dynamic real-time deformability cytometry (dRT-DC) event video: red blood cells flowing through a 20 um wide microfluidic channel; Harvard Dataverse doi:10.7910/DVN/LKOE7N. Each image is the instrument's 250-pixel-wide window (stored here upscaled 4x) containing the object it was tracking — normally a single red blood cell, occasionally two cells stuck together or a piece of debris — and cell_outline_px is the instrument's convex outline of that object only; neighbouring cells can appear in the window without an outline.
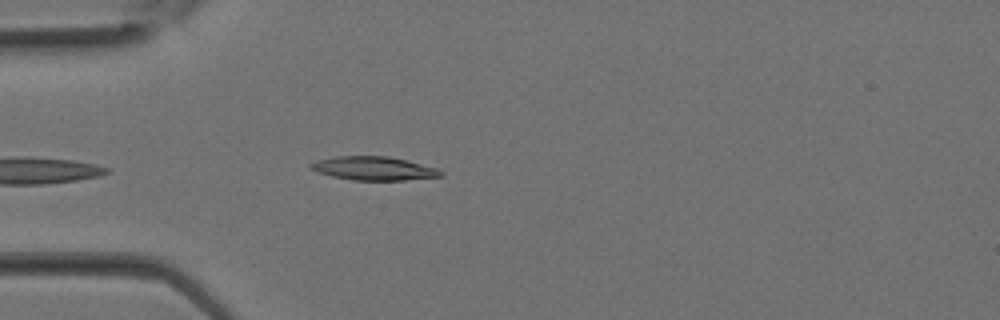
{"species": "Egyptian fruit bat (a non-hibernating species)", "species_latin": "Rousettus aegyptiacus", "temperature_condition": "room temperature", "stored_images_in_passage": 24, "camera_frame_rate_fps": 3000, "um_per_image_px": 0.085, "animal": {"sex": "female"}, "frame": {"image": 1, "passage_image": 2, "time_ms": 0.333, "image_size_px": [1000, 320], "cell_outline_px": [[444, 176], [404, 180], [352, 180], [332, 176], [316, 172], [308, 164], [316, 160], [336, 156], [388, 156], [436, 168], [444, 172]], "centroid_in_image_um": [31.74, 14.32], "position_along_channel_um": 53.3, "area_um2": 17.8}}
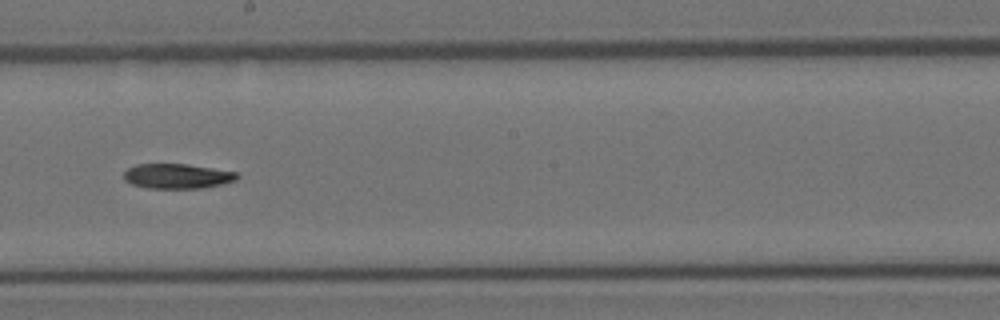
{"frame": {"image": 2, "passage_image": 11, "time_ms": 3.333, "image_size_px": [1000, 320], "cell_outline_px": [[240, 176], [236, 180], [224, 184], [200, 188], [148, 188], [132, 184], [124, 180], [124, 172], [128, 168], [136, 164], [188, 164], [236, 172]], "centroid_in_image_um": [15.07, 14.97], "position_along_channel_um": 233.1, "area_um2": 16.42}}
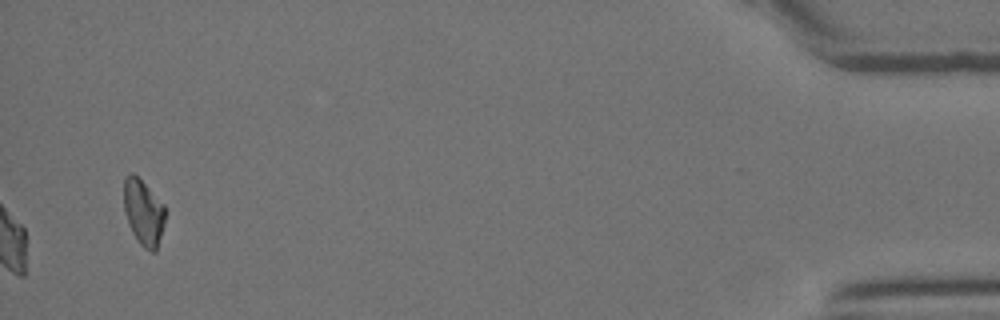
{"frame": {"image": 3, "passage_image": 24, "time_ms": 7.667, "image_size_px": [1000, 320], "cell_outline_px": [[164, 224], [156, 252], [152, 252], [144, 248], [140, 244], [132, 232], [128, 224], [124, 212], [124, 176], [132, 172], [164, 204]], "centroid_in_image_um": [12.18, 18.07], "position_along_channel_um": 423.0, "area_um2": 15.72}}